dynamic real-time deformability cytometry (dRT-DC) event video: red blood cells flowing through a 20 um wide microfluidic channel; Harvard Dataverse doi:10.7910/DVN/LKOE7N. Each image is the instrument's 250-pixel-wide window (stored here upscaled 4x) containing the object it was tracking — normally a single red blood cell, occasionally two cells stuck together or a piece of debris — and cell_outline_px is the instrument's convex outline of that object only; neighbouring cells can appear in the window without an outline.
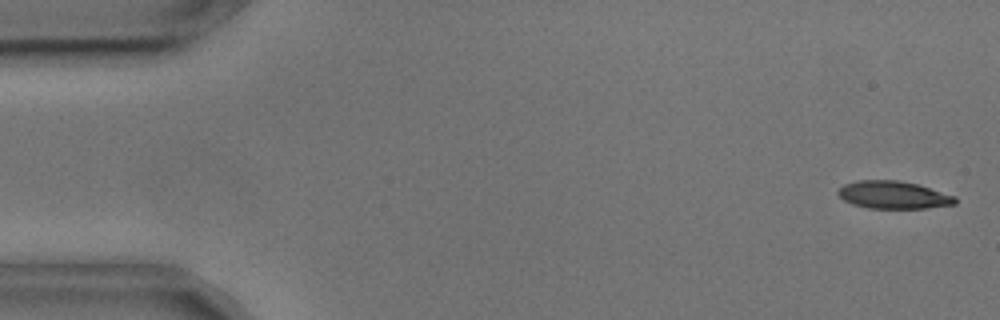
{"species": "common noctule bat (a hibernating species)", "species_latin": "Nyctalus noctula", "temperature_condition": "cold", "stored_images_in_passage": 54, "camera_frame_rate_fps": 3000, "um_per_image_px": 0.085, "animal": {"sex": "male", "body_mass_g": 17.9, "forearm_length_mm": 54.2}, "frame": {"image": 1, "passage_image": 1, "time_ms": 0.0, "image_size_px": [1000, 320], "cell_outline_px": [[956, 204], [924, 208], [868, 208], [852, 204], [844, 200], [836, 192], [844, 184], [856, 180], [900, 180], [916, 184], [956, 196]], "centroid_in_image_um": [75.92, 16.56], "position_along_channel_um": 9.1, "area_um2": 18.79}}
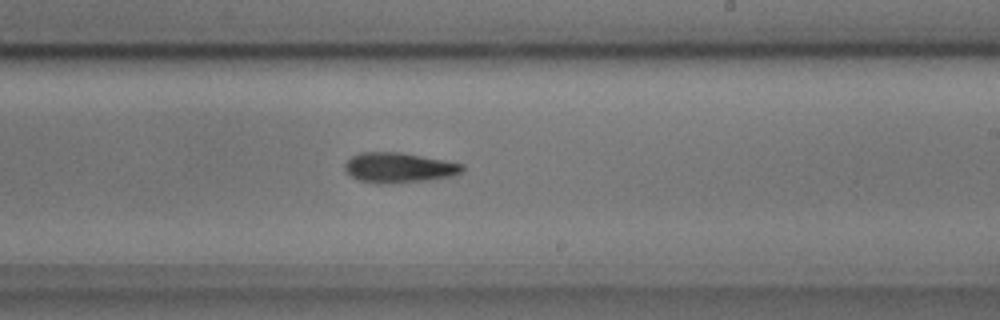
{"frame": {"image": 2, "passage_image": 31, "time_ms": 10.0, "image_size_px": [1000, 320], "cell_outline_px": [[464, 172], [452, 176], [428, 180], [384, 184], [376, 184], [360, 180], [352, 176], [344, 168], [344, 164], [352, 156], [360, 152], [400, 152], [444, 160], [464, 164]], "centroid_in_image_um": [33.93, 14.25], "position_along_channel_um": 255.1, "area_um2": 20.63}}
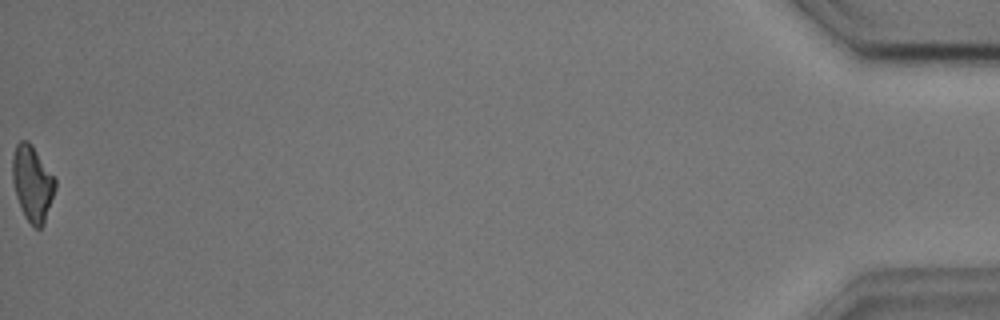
{"frame": {"image": 3, "passage_image": 54, "time_ms": 17.667, "image_size_px": [1000, 320], "cell_outline_px": [[56, 188], [44, 224], [40, 228], [36, 228], [24, 216], [20, 208], [16, 196], [12, 180], [12, 156], [16, 144], [20, 140], [28, 140], [32, 144], [56, 180]], "centroid_in_image_um": [2.74, 15.57], "position_along_channel_um": 432.5, "area_um2": 18.9}, "authors_computed_cell_mechanics": {"area_um2": 19.9699, "velocity_mm_per_s": 3.6512, "shape_relaxation_time_tau1_ms": 3.5818, "shape_relaxation_time_tau2_ms": null, "deformation_change_tau1": 0.1415, "deformation_change_tau2": null}}